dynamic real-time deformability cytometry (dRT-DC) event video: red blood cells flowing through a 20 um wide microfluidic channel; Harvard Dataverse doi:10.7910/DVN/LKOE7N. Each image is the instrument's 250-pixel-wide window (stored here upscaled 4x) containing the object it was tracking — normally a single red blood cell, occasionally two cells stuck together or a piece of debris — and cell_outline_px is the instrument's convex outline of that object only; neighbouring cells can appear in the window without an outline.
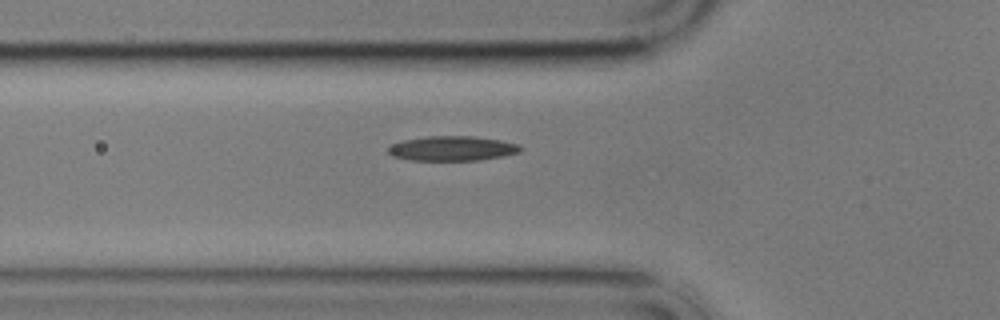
{"species": "common noctule bat (a hibernating species)", "species_latin": "Nyctalus noctula", "temperature_condition": "cold", "stored_images_in_passage": 7, "camera_frame_rate_fps": 3000, "um_per_image_px": 0.085, "animal": {"sex": "male", "body_mass_g": 17.9}, "frame": {"image": 1, "passage_image": 7, "time_ms": 7.667, "image_size_px": [1000, 320], "cell_outline_px": [[524, 148], [520, 152], [504, 156], [480, 160], [408, 160], [392, 156], [388, 152], [388, 148], [392, 144], [404, 140], [428, 136], [472, 136], [500, 140], [520, 144]], "centroid_in_image_um": [38.48, 12.62], "position_along_channel_um": 87.3, "area_um2": 19.13}}